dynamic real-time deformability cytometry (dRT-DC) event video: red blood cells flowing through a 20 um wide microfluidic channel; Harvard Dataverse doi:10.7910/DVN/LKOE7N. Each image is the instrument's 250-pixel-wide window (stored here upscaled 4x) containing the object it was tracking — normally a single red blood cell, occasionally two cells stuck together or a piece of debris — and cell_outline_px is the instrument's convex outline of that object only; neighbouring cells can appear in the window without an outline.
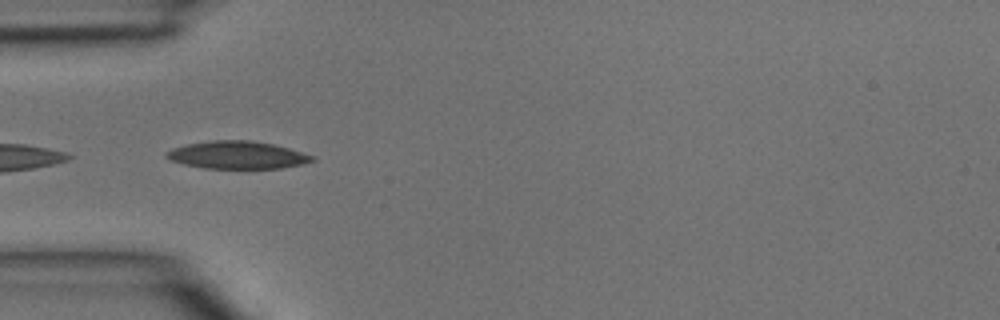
{"species": "common noctule bat (a hibernating species)", "species_latin": "Nyctalus noctula", "temperature_condition": "room temperature", "stored_images_in_passage": 4, "camera_frame_rate_fps": 3000, "um_per_image_px": 0.085, "animal": {"sex": "male", "body_mass_g": 15.6}, "frame": {"image": 1, "passage_image": 3, "time_ms": 0.667, "image_size_px": [1000, 320], "cell_outline_px": [[316, 160], [304, 164], [284, 168], [204, 168], [184, 164], [168, 160], [164, 156], [164, 152], [172, 148], [184, 144], [208, 140], [252, 140], [272, 144], [288, 148], [316, 156]], "centroid_in_image_um": [20.14, 13.17], "position_along_channel_um": 64.9, "area_um2": 23.81}}
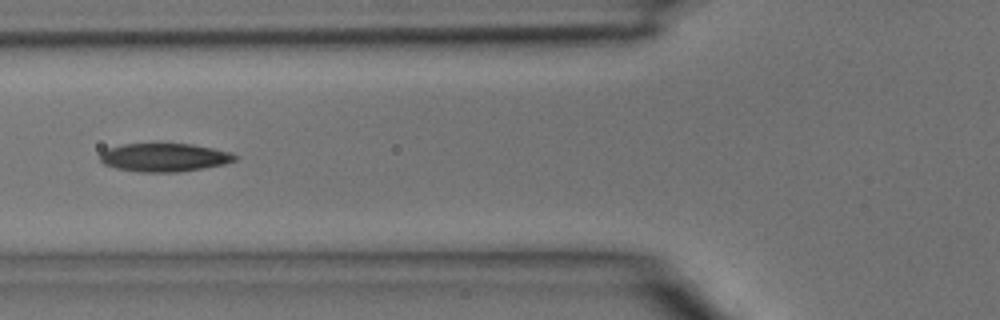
{"frame": {"image": 2, "passage_image": 4, "time_ms": 1.0, "image_size_px": [1000, 320], "cell_outline_px": [[240, 156], [236, 160], [224, 164], [176, 172], [136, 172], [116, 168], [104, 164], [100, 160], [100, 152], [108, 148], [120, 144], [192, 144], [232, 152]], "centroid_in_image_um": [13.96, 13.38], "position_along_channel_um": 111.8, "area_um2": 22.31}}